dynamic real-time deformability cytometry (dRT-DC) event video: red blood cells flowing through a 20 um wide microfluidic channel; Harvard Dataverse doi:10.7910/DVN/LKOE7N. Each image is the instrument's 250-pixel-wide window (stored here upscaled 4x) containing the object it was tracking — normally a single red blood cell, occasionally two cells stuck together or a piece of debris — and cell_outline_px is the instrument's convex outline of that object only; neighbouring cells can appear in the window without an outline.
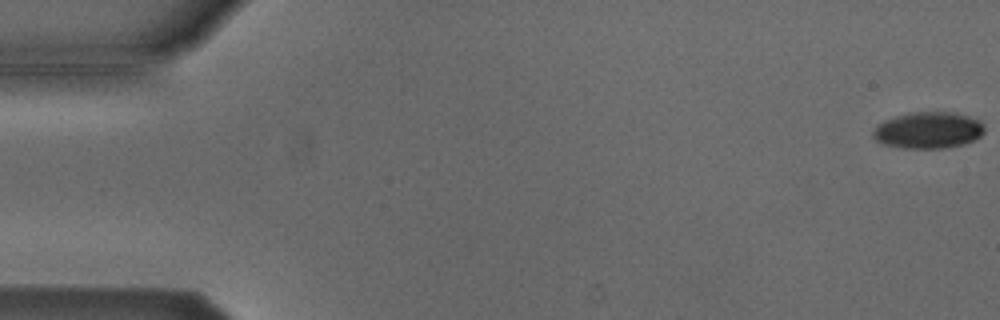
{"species": "Egyptian fruit bat (a non-hibernating species)", "species_latin": "Rousettus aegyptiacus", "temperature_condition": "cold", "stored_images_in_passage": 52, "camera_frame_rate_fps": 3000, "um_per_image_px": 0.085, "animal": {"sex": "male"}, "frame": {"image": 1, "passage_image": 1, "time_ms": 0.0, "image_size_px": [1000, 320], "cell_outline_px": [[984, 132], [980, 136], [964, 144], [944, 148], [904, 148], [884, 144], [876, 140], [872, 136], [872, 132], [884, 120], [908, 112], [956, 112], [980, 120], [984, 124]], "centroid_in_image_um": [78.92, 11.06], "position_along_channel_um": 6.1, "area_um2": 23.7}}
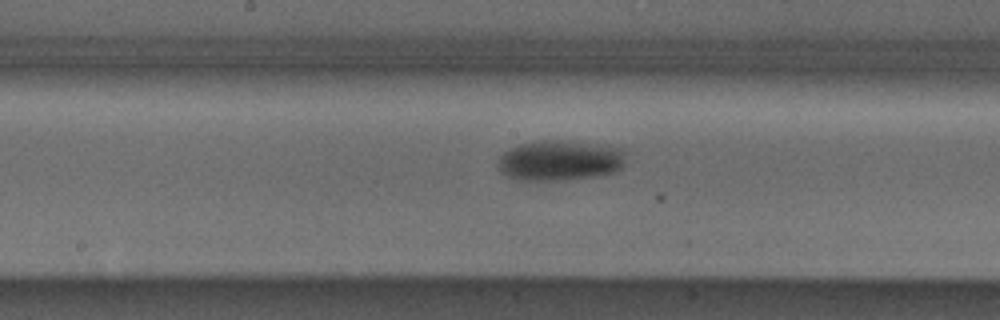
{"frame": {"image": 2, "passage_image": 28, "time_ms": 9.0, "image_size_px": [1000, 320], "cell_outline_px": [[624, 156], [620, 168], [616, 172], [596, 176], [564, 180], [520, 180], [508, 176], [500, 172], [500, 156], [504, 152], [520, 144], [540, 140], [552, 140], [592, 144], [620, 148], [624, 152]], "centroid_in_image_um": [47.57, 13.65], "position_along_channel_um": 200.6, "area_um2": 29.48}}
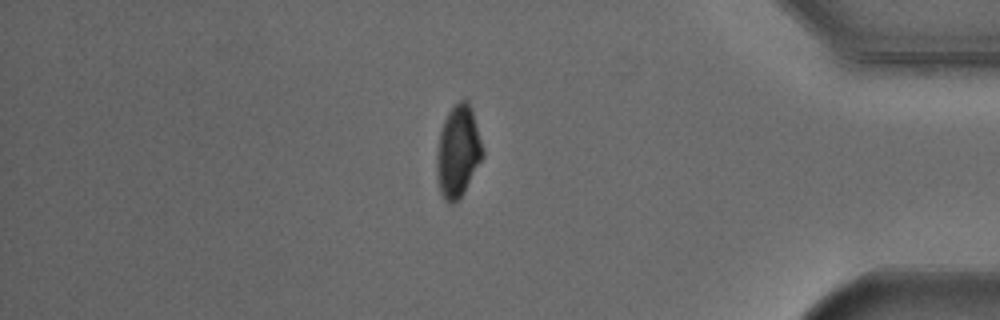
{"frame": {"image": 3, "passage_image": 46, "time_ms": 15.0, "image_size_px": [1000, 320], "cell_outline_px": [[484, 156], [464, 192], [452, 204], [448, 204], [444, 200], [440, 192], [436, 176], [436, 156], [440, 132], [444, 120], [448, 112], [460, 100], [468, 100], [472, 108], [484, 152]], "centroid_in_image_um": [38.92, 12.89], "position_along_channel_um": 396.3, "area_um2": 24.62}, "authors_computed_cell_mechanics": {"area_um2": 27.0504, "velocity_mm_per_s": 3.8298, "shape_relaxation_time_tau1_ms": 4.3331, "shape_relaxation_time_tau2_ms": null, "deformation_change_tau1": 0.1496, "deformation_change_tau2": null}}